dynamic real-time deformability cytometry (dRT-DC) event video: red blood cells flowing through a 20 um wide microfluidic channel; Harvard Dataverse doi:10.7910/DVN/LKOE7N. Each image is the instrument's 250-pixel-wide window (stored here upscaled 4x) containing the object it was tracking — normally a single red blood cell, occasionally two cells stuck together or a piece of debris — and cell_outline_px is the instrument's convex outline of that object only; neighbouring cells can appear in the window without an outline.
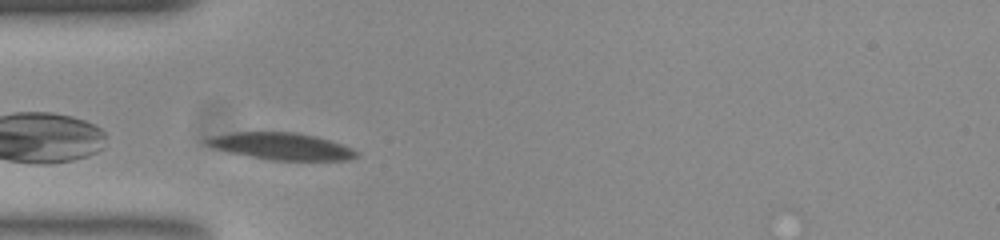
{"species": "common noctule bat (a hibernating species)", "species_latin": "Nyctalus noctula", "temperature_condition": "room temperature", "stored_images_in_passage": 30, "camera_frame_rate_fps": 3000, "um_per_image_px": 0.085, "animal": {"sex": "female", "body_mass_g": 23.0, "forearm_length_mm": 53.4}, "frame": {"image": 1, "passage_image": 1, "time_ms": 0.0, "image_size_px": [1000, 240], "cell_outline_px": [[360, 152], [356, 156], [348, 160], [272, 160], [232, 152], [216, 148], [208, 144], [204, 140], [212, 136], [232, 132], [296, 132], [328, 140], [352, 148]], "centroid_in_image_um": [23.95, 12.43], "position_along_channel_um": 61.0, "area_um2": 22.95}}
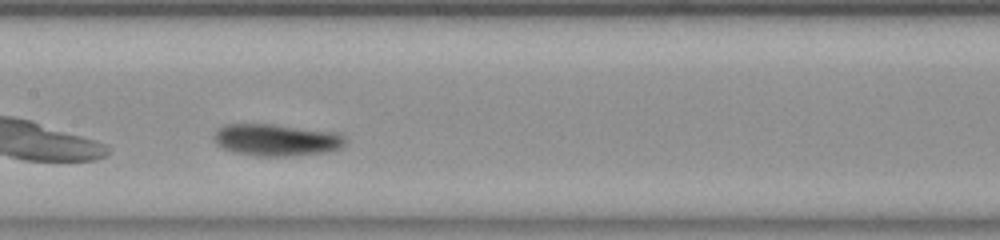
{"frame": {"image": 2, "passage_image": 11, "time_ms": 3.333, "image_size_px": [1000, 240], "cell_outline_px": [[344, 144], [340, 148], [328, 152], [296, 156], [256, 156], [236, 152], [224, 148], [216, 140], [216, 132], [224, 124], [272, 124], [336, 132], [344, 136]], "centroid_in_image_um": [23.56, 11.9], "position_along_channel_um": 183.8, "area_um2": 24.16}}
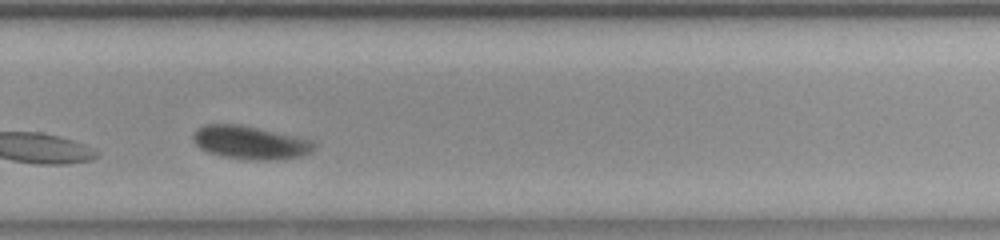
{"frame": {"image": 3, "passage_image": 21, "time_ms": 6.667, "image_size_px": [1000, 240], "cell_outline_px": [[312, 148], [304, 156], [276, 160], [252, 160], [224, 156], [208, 152], [200, 148], [196, 144], [192, 136], [196, 128], [204, 124], [240, 124], [308, 140], [312, 144]], "centroid_in_image_um": [21.17, 12.12], "position_along_channel_um": 308.6, "area_um2": 22.89}, "authors_computed_cell_mechanics": {"area_um2": 23.0333, "velocity_mm_per_s": 3.7463, "shape_relaxation_time_tau1_ms": 4.7681, "shape_relaxation_time_tau2_ms": 1.6474, "deformation_change_tau1": 0.1147, "deformation_change_tau2": 0.0357}}